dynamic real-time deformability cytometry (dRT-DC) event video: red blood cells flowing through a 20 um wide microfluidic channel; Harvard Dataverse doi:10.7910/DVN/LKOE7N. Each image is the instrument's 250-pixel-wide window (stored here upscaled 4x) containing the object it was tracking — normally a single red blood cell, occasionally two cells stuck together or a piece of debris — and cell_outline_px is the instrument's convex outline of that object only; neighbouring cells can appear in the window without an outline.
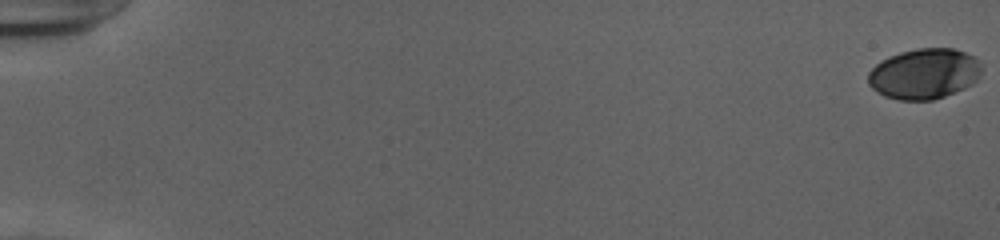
{"species": "human", "species_latin": "Homo sapiens", "temperature_condition": "cold", "stored_images_in_passage": 55, "camera_frame_rate_fps": 3000, "um_per_image_px": 0.085, "donor": {"sex": "female"}, "frame": {"image": 1, "passage_image": 1, "time_ms": 0.0, "image_size_px": [1000, 240], "cell_outline_px": [[980, 72], [976, 80], [972, 84], [964, 88], [944, 96], [932, 100], [900, 100], [884, 96], [876, 92], [868, 84], [868, 72], [880, 60], [888, 56], [900, 52], [916, 48], [952, 48], [964, 52], [980, 60]], "centroid_in_image_um": [78.52, 6.26], "position_along_channel_um": 6.5, "area_um2": 33.47}}
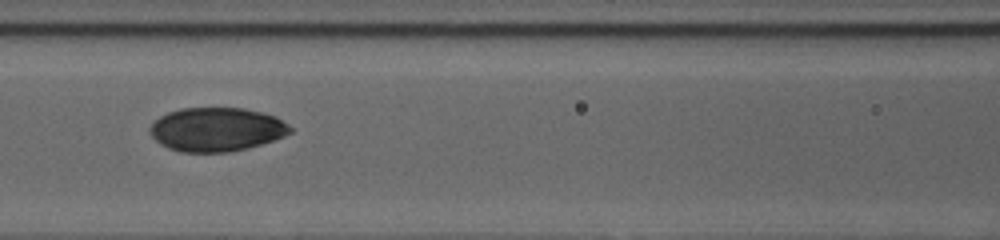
{"frame": {"image": 2, "passage_image": 27, "time_ms": 8.667, "image_size_px": [1000, 240], "cell_outline_px": [[292, 132], [284, 136], [248, 148], [228, 152], [180, 152], [168, 148], [160, 144], [152, 136], [148, 128], [160, 116], [168, 112], [180, 108], [244, 108], [276, 116], [288, 124], [292, 128]], "centroid_in_image_um": [18.4, 11.0], "position_along_channel_um": 148.2, "area_um2": 35.84}}
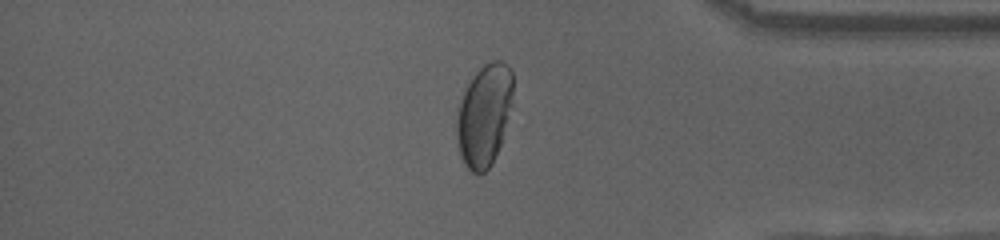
{"frame": {"image": 3, "passage_image": 47, "time_ms": 15.333, "image_size_px": [1000, 240], "cell_outline_px": [[512, 104], [500, 144], [492, 164], [484, 172], [472, 172], [464, 164], [460, 156], [456, 132], [456, 124], [460, 104], [464, 92], [468, 84], [476, 72], [484, 64], [492, 60], [500, 60], [512, 72]], "centroid_in_image_um": [41.15, 9.79], "position_along_channel_um": 394.0, "area_um2": 32.89}, "authors_computed_cell_mechanics": {"area_um2": 35.4892, "velocity_mm_per_s": 3.9236, "shape_relaxation_time_tau1_ms": 6.8751, "shape_relaxation_time_tau2_ms": null, "deformation_change_tau1": 0.2352, "deformation_change_tau2": null}}